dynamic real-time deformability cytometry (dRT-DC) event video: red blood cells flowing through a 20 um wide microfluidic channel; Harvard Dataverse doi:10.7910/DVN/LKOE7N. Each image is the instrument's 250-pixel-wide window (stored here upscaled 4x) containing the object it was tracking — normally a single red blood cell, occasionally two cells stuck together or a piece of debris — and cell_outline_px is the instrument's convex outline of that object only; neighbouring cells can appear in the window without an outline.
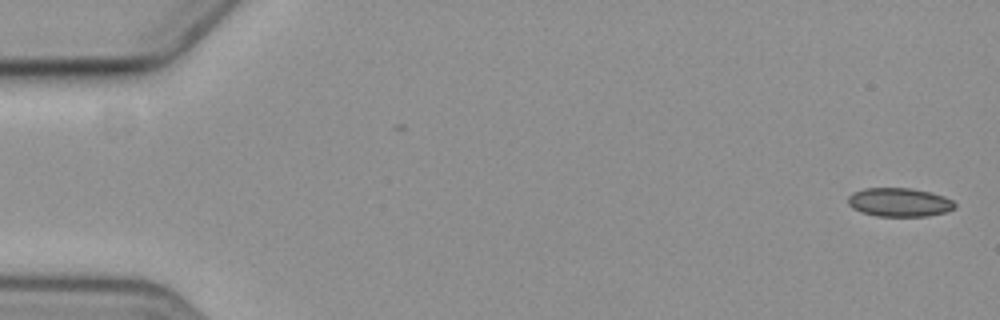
{"species": "common noctule bat (a hibernating species)", "species_latin": "Nyctalus noctula", "temperature_condition": "cold", "stored_images_in_passage": 14, "camera_frame_rate_fps": 3000, "um_per_image_px": 0.085, "animal": {"sex": "female", "body_mass_g": 19.3, "forearm_length_mm": 54.1}, "frame": {"image": 1, "passage_image": 1, "time_ms": 0.0, "image_size_px": [1000, 320], "cell_outline_px": [[956, 208], [944, 212], [924, 216], [876, 216], [860, 212], [852, 208], [848, 204], [848, 196], [852, 192], [864, 188], [912, 188], [944, 196], [952, 200], [956, 204]], "centroid_in_image_um": [76.41, 17.19], "position_along_channel_um": 8.6, "area_um2": 17.92}}
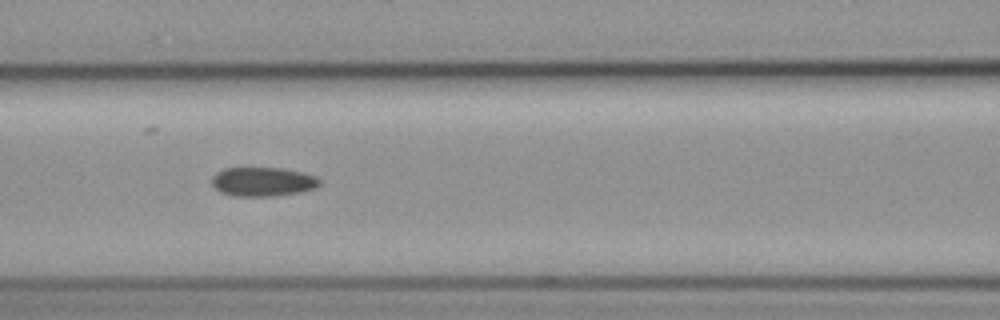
{"frame": {"image": 2, "passage_image": 7, "time_ms": 8.0, "image_size_px": [1000, 320], "cell_outline_px": [[320, 184], [316, 188], [300, 192], [276, 196], [232, 196], [220, 192], [212, 184], [212, 176], [216, 172], [224, 168], [280, 168], [304, 172], [316, 176], [320, 180]], "centroid_in_image_um": [22.35, 15.45], "position_along_channel_um": 144.3, "area_um2": 18.44}}
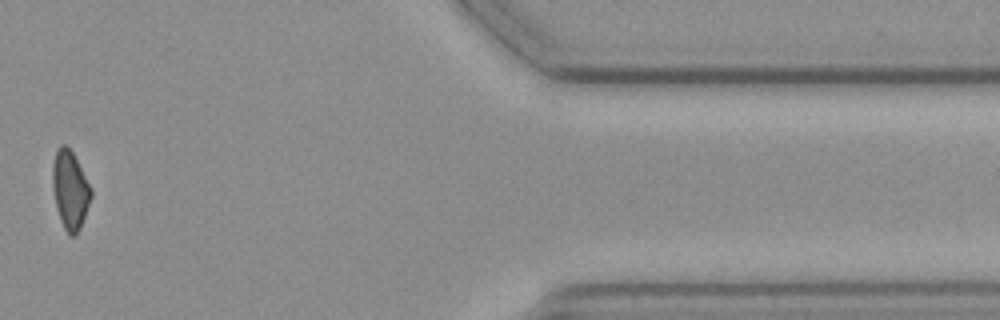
{"frame": {"image": 3, "passage_image": 13, "time_ms": 16.667, "image_size_px": [1000, 320], "cell_outline_px": [[92, 196], [80, 228], [76, 236], [68, 236], [60, 220], [56, 208], [52, 188], [52, 164], [56, 152], [60, 144], [64, 144], [72, 152], [92, 188]], "centroid_in_image_um": [5.95, 16.17], "position_along_channel_um": 405.5, "area_um2": 17.69}, "authors_computed_cell_mechanics": {"area_um2": 18.1781, "velocity_mm_per_s": 3.6156, "shape_relaxation_time_tau1_ms": null, "shape_relaxation_time_tau2_ms": 4.3204, "deformation_change_tau1": null, "deformation_change_tau2": 0.0838}}